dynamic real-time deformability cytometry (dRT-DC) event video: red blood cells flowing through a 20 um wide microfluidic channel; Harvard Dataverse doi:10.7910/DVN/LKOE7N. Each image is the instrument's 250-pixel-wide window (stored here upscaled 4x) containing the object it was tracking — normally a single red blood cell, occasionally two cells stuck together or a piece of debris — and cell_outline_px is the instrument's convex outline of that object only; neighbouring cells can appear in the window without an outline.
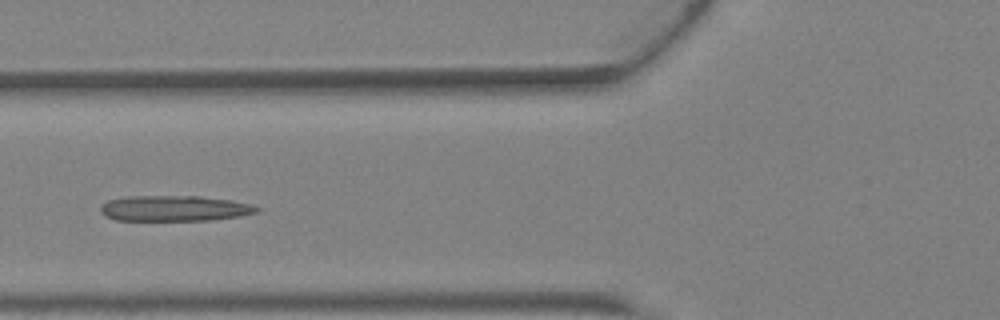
{"species": "Egyptian fruit bat (a non-hibernating species)", "species_latin": "Rousettus aegyptiacus", "temperature_condition": "warm", "stored_images_in_passage": 4, "camera_frame_rate_fps": 3000, "um_per_image_px": 0.085, "animal": {"sex": "female"}, "frame": {"image": 1, "passage_image": 4, "time_ms": 1.0, "image_size_px": [1000, 320], "cell_outline_px": [[260, 212], [240, 216], [212, 220], [116, 220], [104, 216], [100, 212], [100, 204], [108, 200], [124, 196], [200, 196], [232, 200], [252, 204], [260, 208]], "centroid_in_image_um": [14.83, 17.7], "position_along_channel_um": 111.0, "area_um2": 23.64}}